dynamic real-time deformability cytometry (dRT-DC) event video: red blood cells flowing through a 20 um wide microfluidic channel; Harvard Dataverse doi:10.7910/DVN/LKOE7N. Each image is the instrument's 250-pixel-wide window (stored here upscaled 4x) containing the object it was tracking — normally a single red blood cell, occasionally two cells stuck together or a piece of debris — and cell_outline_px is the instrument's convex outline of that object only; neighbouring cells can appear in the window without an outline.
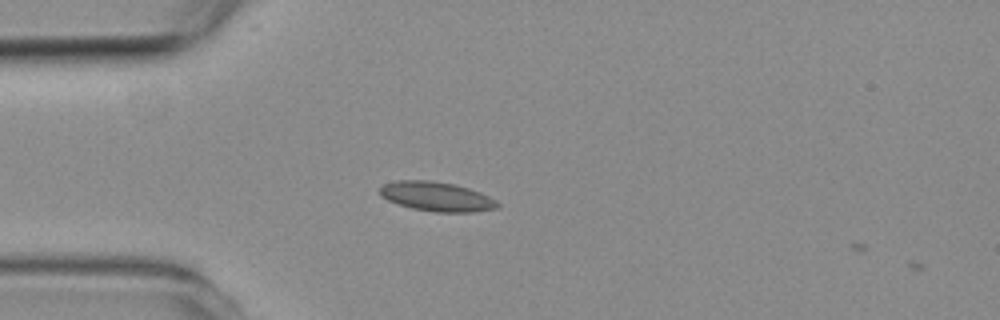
{"species": "common noctule bat (a hibernating species)", "species_latin": "Nyctalus noctula", "temperature_condition": "room temperature", "stored_images_in_passage": 5, "camera_frame_rate_fps": 3000, "um_per_image_px": 0.085, "animal": {"sex": "female", "body_mass_g": 19.3, "forearm_length_mm": 54.1}, "frame": {"image": 1, "passage_image": 4, "time_ms": 3.667, "image_size_px": [1000, 320], "cell_outline_px": [[500, 208], [472, 212], [436, 212], [412, 208], [388, 200], [380, 196], [380, 188], [384, 184], [396, 180], [432, 180], [452, 184], [468, 188], [480, 192], [496, 200], [500, 204]], "centroid_in_image_um": [37.13, 16.7], "position_along_channel_um": 47.9, "area_um2": 20.11}}